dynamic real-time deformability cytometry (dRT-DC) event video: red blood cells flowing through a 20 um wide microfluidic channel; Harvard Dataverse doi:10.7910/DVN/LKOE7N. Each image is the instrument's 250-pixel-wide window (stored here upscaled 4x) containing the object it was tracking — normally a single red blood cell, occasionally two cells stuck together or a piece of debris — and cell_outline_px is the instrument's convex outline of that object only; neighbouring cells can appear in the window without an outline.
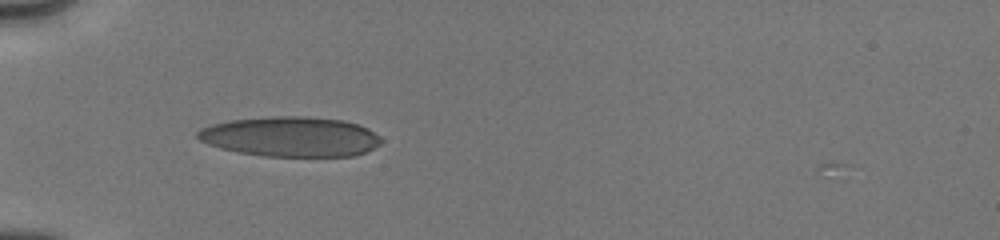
{"species": "human", "species_latin": "Homo sapiens", "temperature_condition": "cold", "stored_images_in_passage": 2, "camera_frame_rate_fps": 3000, "um_per_image_px": 0.085, "donor": {"sex": "male"}, "frame": {"image": 1, "passage_image": 1, "time_ms": 0.0, "image_size_px": [1000, 240], "cell_outline_px": [[384, 140], [380, 144], [364, 152], [352, 156], [264, 156], [240, 152], [220, 148], [208, 144], [200, 140], [196, 136], [196, 132], [200, 128], [212, 124], [232, 120], [272, 116], [304, 116], [344, 120], [368, 128], [380, 136]], "centroid_in_image_um": [24.7, 11.61], "position_along_channel_um": 60.3, "area_um2": 42.71}}